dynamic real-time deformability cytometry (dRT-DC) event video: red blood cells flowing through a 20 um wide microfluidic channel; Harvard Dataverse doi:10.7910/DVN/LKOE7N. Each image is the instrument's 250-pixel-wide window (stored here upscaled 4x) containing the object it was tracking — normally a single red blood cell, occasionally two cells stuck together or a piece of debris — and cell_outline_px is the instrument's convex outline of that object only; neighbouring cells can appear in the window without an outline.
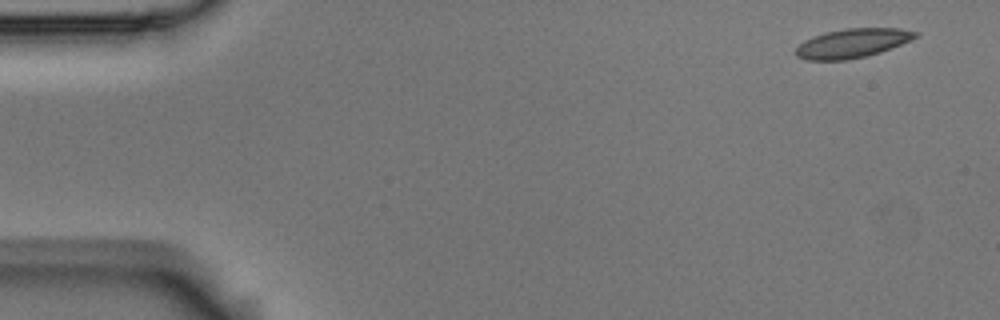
{"species": "Egyptian fruit bat (a non-hibernating species)", "species_latin": "Rousettus aegyptiacus", "temperature_condition": "room temperature", "stored_images_in_passage": 8, "camera_frame_rate_fps": 3000, "um_per_image_px": 0.085, "animal": {"sex": "male"}, "frame": {"image": 1, "passage_image": 1, "time_ms": 0.0, "image_size_px": [1000, 320], "cell_outline_px": [[920, 36], [912, 40], [880, 52], [864, 56], [844, 60], [808, 60], [796, 56], [796, 48], [804, 40], [812, 36], [824, 32], [844, 28], [900, 28], [920, 32]], "centroid_in_image_um": [72.48, 3.65], "position_along_channel_um": 12.5, "area_um2": 20.4}}
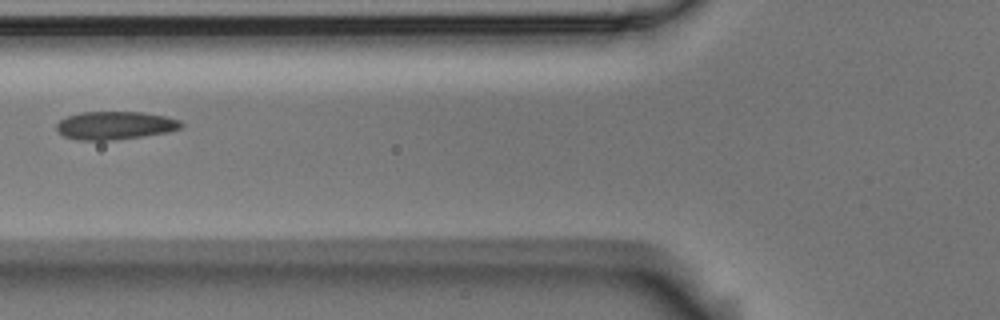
{"frame": {"image": 2, "passage_image": 5, "time_ms": 1.333, "image_size_px": [1000, 320], "cell_outline_px": [[184, 124], [180, 128], [168, 132], [144, 136], [112, 140], [80, 140], [64, 136], [56, 128], [56, 124], [60, 120], [68, 116], [80, 112], [144, 112], [164, 116], [180, 120]], "centroid_in_image_um": [9.79, 10.66], "position_along_channel_um": 116.0, "area_um2": 20.35}}
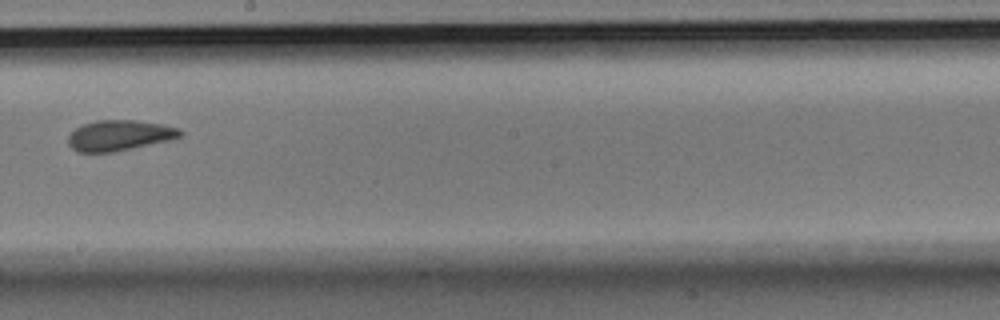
{"frame": {"image": 3, "passage_image": 8, "time_ms": 2.333, "image_size_px": [1000, 320], "cell_outline_px": [[184, 136], [168, 140], [116, 152], [76, 152], [68, 144], [68, 136], [76, 128], [84, 124], [96, 120], [136, 120], [164, 124], [180, 128], [184, 132]], "centroid_in_image_um": [10.19, 11.51], "position_along_channel_um": 238.0, "area_um2": 20.11}}